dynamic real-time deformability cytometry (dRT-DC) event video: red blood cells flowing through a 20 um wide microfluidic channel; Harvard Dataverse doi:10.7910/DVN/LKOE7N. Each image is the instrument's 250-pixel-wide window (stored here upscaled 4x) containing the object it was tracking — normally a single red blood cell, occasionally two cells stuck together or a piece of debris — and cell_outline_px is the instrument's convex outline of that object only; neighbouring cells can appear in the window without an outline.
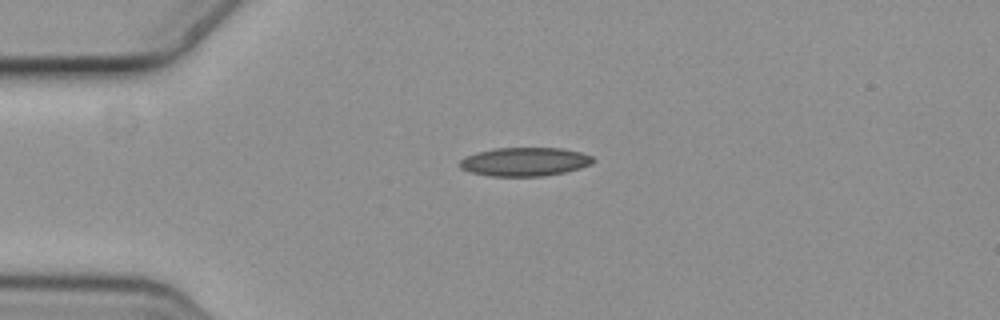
{"species": "common noctule bat (a hibernating species)", "species_latin": "Nyctalus noctula", "temperature_condition": "cold", "stored_images_in_passage": 4, "camera_frame_rate_fps": 3000, "um_per_image_px": 0.085, "animal": {"sex": "female", "body_mass_g": 19.3, "forearm_length_mm": 54.1}, "frame": {"image": 1, "passage_image": 1, "time_ms": 0.0, "image_size_px": [1000, 320], "cell_outline_px": [[596, 160], [592, 164], [580, 168], [564, 172], [540, 176], [492, 176], [472, 172], [460, 168], [456, 164], [464, 156], [476, 152], [496, 148], [564, 148], [580, 152], [592, 156]], "centroid_in_image_um": [44.59, 13.74], "position_along_channel_um": 40.4, "area_um2": 22.37}}